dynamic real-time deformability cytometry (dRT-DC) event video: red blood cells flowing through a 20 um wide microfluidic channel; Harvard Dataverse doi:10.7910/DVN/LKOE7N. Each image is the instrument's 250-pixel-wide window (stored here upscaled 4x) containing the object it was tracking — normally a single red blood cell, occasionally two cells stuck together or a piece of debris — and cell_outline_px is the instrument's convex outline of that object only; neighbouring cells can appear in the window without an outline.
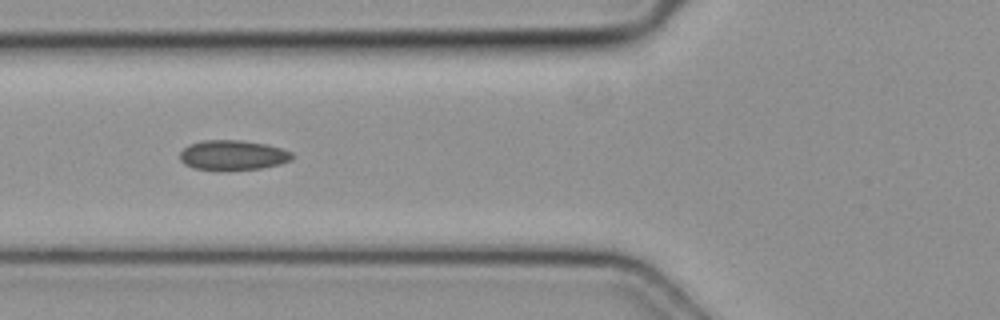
{"species": "common noctule bat (a hibernating species)", "species_latin": "Nyctalus noctula", "temperature_condition": "cold", "stored_images_in_passage": 5, "camera_frame_rate_fps": 3000, "um_per_image_px": 0.085, "animal": {"sex": "female", "body_mass_g": 19.3, "forearm_length_mm": 54.1}, "frame": {"image": 1, "passage_image": 5, "time_ms": 1.333, "image_size_px": [1000, 320], "cell_outline_px": [[292, 160], [280, 164], [260, 168], [192, 168], [184, 164], [180, 160], [180, 152], [188, 144], [204, 140], [240, 140], [264, 144], [280, 148], [292, 152]], "centroid_in_image_um": [19.77, 13.15], "position_along_channel_um": 106.0, "area_um2": 18.96}}